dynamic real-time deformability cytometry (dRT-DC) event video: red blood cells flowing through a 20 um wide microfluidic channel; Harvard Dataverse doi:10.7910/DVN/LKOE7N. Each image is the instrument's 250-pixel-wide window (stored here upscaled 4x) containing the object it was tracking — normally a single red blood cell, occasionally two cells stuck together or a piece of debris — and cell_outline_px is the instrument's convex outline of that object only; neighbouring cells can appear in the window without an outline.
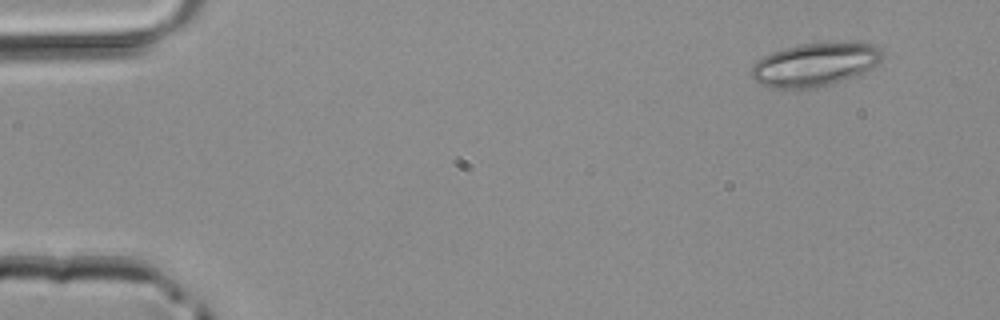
{"species": "common noctule bat (a hibernating species)", "species_latin": "Nyctalus noctula", "temperature_condition": "room temperature", "stored_images_in_passage": 3, "camera_frame_rate_fps": 3000, "um_per_image_px": 0.085, "animal": {"sex": "male", "body_mass_g": 20.4}, "frame": {"image": 1, "passage_image": 1, "time_ms": 0.0, "image_size_px": [1000, 320], "cell_outline_px": [[884, 56], [872, 68], [864, 72], [832, 84], [816, 88], [772, 88], [760, 84], [752, 76], [752, 64], [756, 60], [772, 52], [784, 48], [800, 44], [876, 44], [884, 52]], "centroid_in_image_um": [69.25, 5.51], "position_along_channel_um": 15.7, "area_um2": 32.6}}